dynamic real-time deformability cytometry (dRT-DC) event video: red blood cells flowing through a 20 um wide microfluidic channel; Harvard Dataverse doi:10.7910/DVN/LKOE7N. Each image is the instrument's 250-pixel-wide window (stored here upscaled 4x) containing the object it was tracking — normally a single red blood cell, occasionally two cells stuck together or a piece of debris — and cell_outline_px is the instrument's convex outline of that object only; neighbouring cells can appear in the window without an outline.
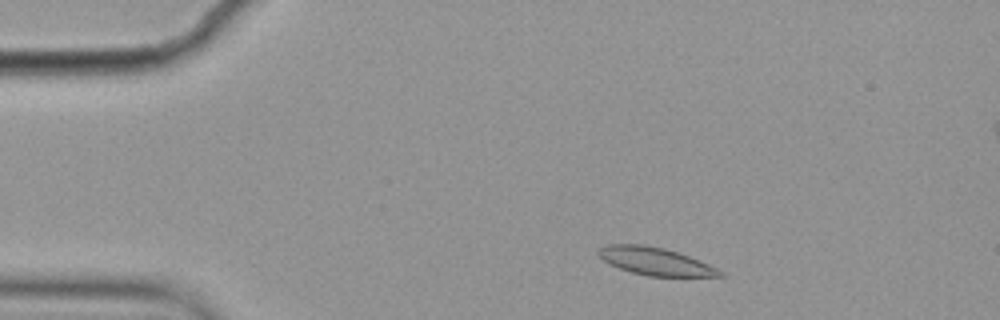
{"species": "common noctule bat (a hibernating species)", "species_latin": "Nyctalus noctula", "temperature_condition": "cold", "stored_images_in_passage": 5, "camera_frame_rate_fps": 3000, "um_per_image_px": 0.085, "animal": {"sex": "female", "body_mass_g": 19.9}, "frame": {"image": 1, "passage_image": 2, "time_ms": 0.333, "image_size_px": [1000, 320], "cell_outline_px": [[724, 276], [648, 276], [632, 272], [608, 264], [596, 252], [600, 248], [608, 244], [644, 244], [664, 248], [688, 256], [708, 264], [724, 272]], "centroid_in_image_um": [55.67, 22.2], "position_along_channel_um": 29.3, "area_um2": 19.36}}